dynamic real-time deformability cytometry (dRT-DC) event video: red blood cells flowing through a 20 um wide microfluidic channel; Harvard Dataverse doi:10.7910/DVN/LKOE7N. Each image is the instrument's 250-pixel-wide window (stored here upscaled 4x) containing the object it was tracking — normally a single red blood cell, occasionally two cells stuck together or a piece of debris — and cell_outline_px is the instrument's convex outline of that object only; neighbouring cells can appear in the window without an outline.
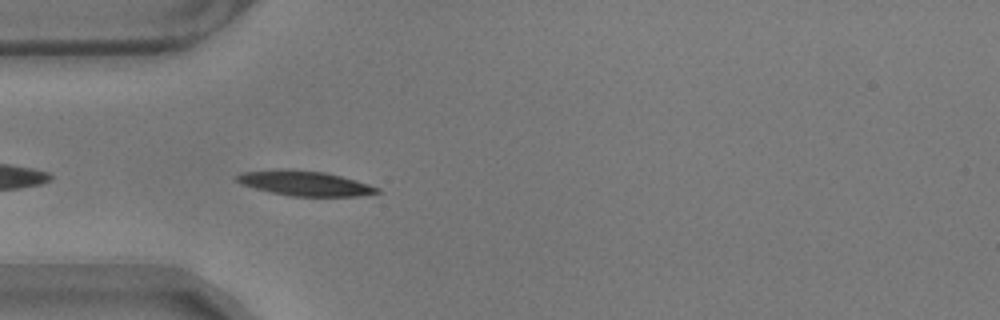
{"species": "common noctule bat (a hibernating species)", "species_latin": "Nyctalus noctula", "temperature_condition": "warm", "stored_images_in_passage": 34, "camera_frame_rate_fps": 3000, "um_per_image_px": 0.085, "animal": {"sex": "male", "body_mass_g": 17.9}, "frame": {"image": 1, "passage_image": 3, "time_ms": 0.667, "image_size_px": [1000, 320], "cell_outline_px": [[380, 192], [356, 196], [292, 196], [272, 192], [256, 188], [244, 184], [236, 180], [236, 176], [244, 172], [276, 168], [292, 168], [324, 172], [356, 180], [380, 188]], "centroid_in_image_um": [25.91, 15.56], "position_along_channel_um": 59.1, "area_um2": 20.23}}
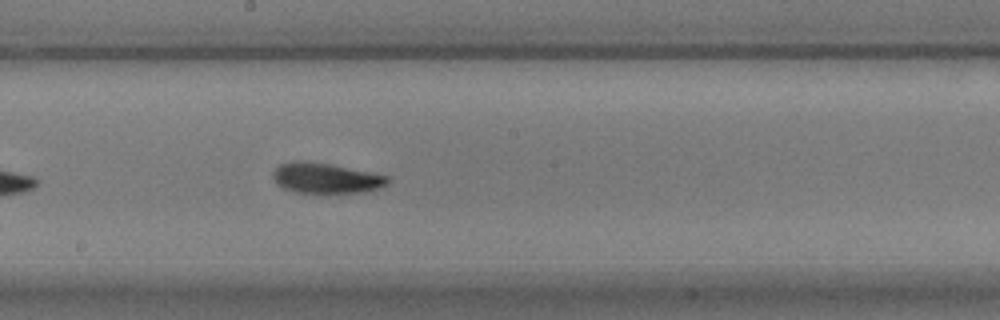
{"frame": {"image": 2, "passage_image": 17, "time_ms": 5.333, "image_size_px": [1000, 320], "cell_outline_px": [[388, 184], [380, 188], [364, 192], [296, 192], [284, 188], [276, 184], [272, 176], [272, 172], [280, 164], [292, 160], [304, 160], [332, 164], [388, 176]], "centroid_in_image_um": [27.66, 15.12], "position_along_channel_um": 220.5, "area_um2": 20.29}}
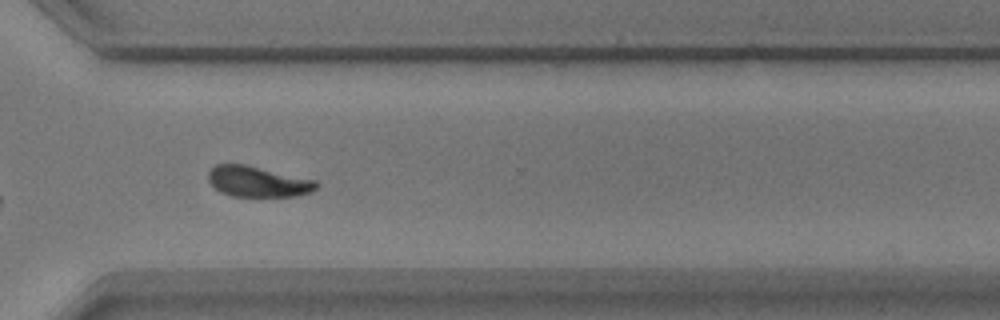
{"frame": {"image": 3, "passage_image": 28, "time_ms": 9.0, "image_size_px": [1000, 320], "cell_outline_px": [[320, 184], [312, 192], [296, 196], [232, 196], [220, 192], [208, 180], [208, 172], [216, 164], [244, 164], [316, 180]], "centroid_in_image_um": [21.93, 15.44], "position_along_channel_um": 348.7, "area_um2": 19.25}, "authors_computed_cell_mechanics": {"area_um2": 20.0566, "velocity_mm_per_s": 3.5054, "shape_relaxation_time_tau1_ms": 2.6371, "shape_relaxation_time_tau2_ms": 2.1419, "deformation_change_tau1": 0.1264, "deformation_change_tau2": 0.077}}